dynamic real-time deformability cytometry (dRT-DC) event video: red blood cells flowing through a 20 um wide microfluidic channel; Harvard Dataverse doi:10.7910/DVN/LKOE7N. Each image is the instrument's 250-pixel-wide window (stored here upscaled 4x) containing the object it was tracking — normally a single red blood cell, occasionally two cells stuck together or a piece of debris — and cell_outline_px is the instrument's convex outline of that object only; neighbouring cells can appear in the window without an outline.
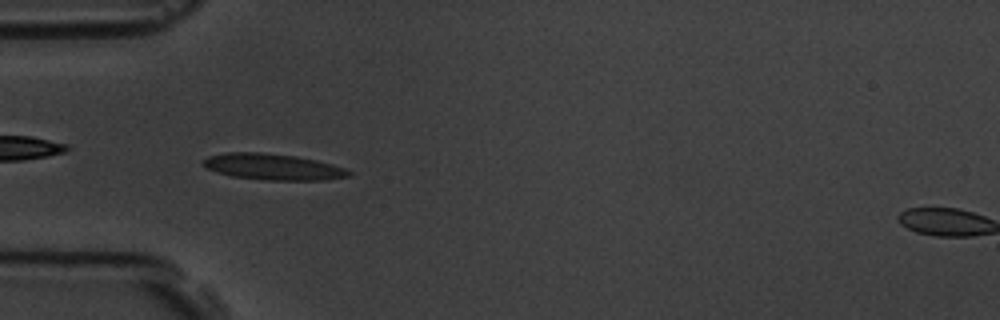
{"species": "common noctule bat (a hibernating species)", "species_latin": "Nyctalus noctula", "temperature_condition": "room temperature", "stored_images_in_passage": 6, "camera_frame_rate_fps": 3000, "um_per_image_px": 0.085, "animal": {"sex": "male", "body_mass_g": 19.5, "forearm_length_mm": 54.6}, "frame": {"image": 1, "passage_image": 4, "time_ms": 4.0, "image_size_px": [1000, 320], "cell_outline_px": [[352, 176], [324, 180], [264, 180], [232, 176], [216, 172], [200, 164], [200, 160], [208, 156], [228, 152], [260, 152], [296, 156], [316, 160], [332, 164], [344, 168], [352, 172]], "centroid_in_image_um": [23.18, 14.18], "position_along_channel_um": 61.8, "area_um2": 22.37}}
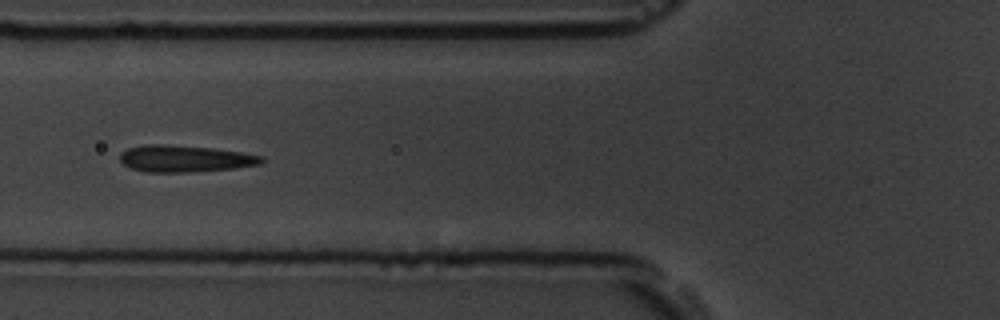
{"frame": {"image": 2, "passage_image": 5, "time_ms": 5.333, "image_size_px": [1000, 320], "cell_outline_px": [[264, 160], [260, 164], [232, 168], [188, 172], [144, 172], [128, 168], [120, 160], [120, 152], [128, 148], [144, 144], [164, 144], [212, 148], [244, 152], [264, 156]], "centroid_in_image_um": [15.68, 13.48], "position_along_channel_um": 110.1, "area_um2": 22.2}}
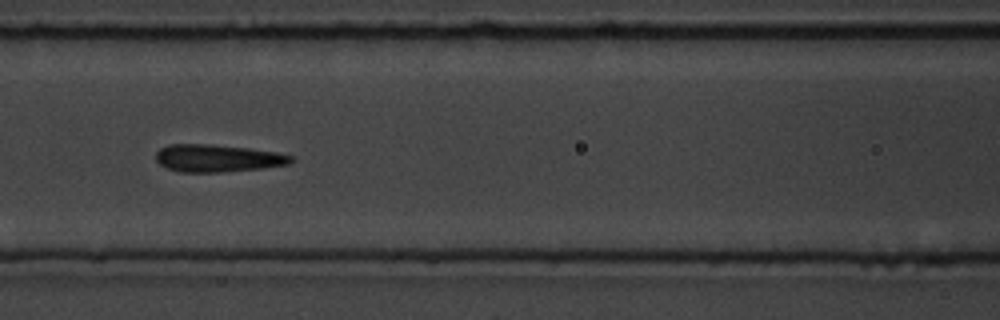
{"frame": {"image": 3, "passage_image": 6, "time_ms": 6.333, "image_size_px": [1000, 320], "cell_outline_px": [[296, 160], [288, 164], [260, 168], [224, 172], [180, 172], [168, 168], [160, 164], [156, 160], [156, 152], [160, 148], [168, 144], [208, 144], [248, 148], [276, 152], [292, 156]], "centroid_in_image_um": [18.48, 13.44], "position_along_channel_um": 148.1, "area_um2": 21.56}}